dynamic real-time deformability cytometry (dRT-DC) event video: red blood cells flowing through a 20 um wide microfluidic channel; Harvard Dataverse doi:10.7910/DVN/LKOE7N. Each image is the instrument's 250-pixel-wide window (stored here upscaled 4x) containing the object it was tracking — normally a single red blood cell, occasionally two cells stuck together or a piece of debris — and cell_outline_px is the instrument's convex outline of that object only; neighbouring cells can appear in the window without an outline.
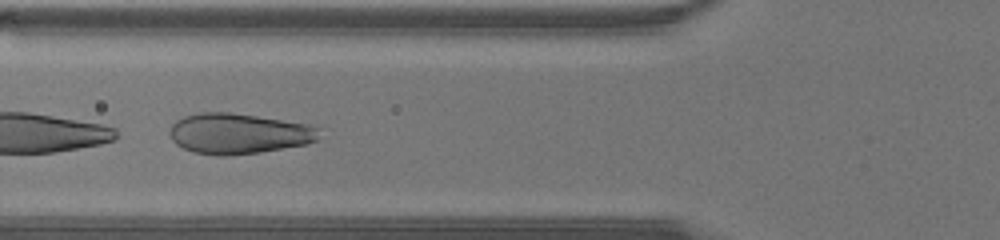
{"species": "human", "species_latin": "Homo sapiens", "temperature_condition": "warm", "stored_images_in_passage": 14, "camera_frame_rate_fps": 3000, "um_per_image_px": 0.085, "donor": {"sex": "male"}, "frame": {"image": 1, "passage_image": 7, "time_ms": 2.0, "image_size_px": [1000, 240], "cell_outline_px": [[320, 128], [316, 140], [308, 144], [260, 152], [228, 156], [216, 156], [192, 152], [176, 144], [172, 140], [172, 124], [176, 120], [184, 116], [200, 112], [232, 112], [308, 124]], "centroid_in_image_um": [20.28, 11.36], "position_along_channel_um": 105.5, "area_um2": 35.32}}
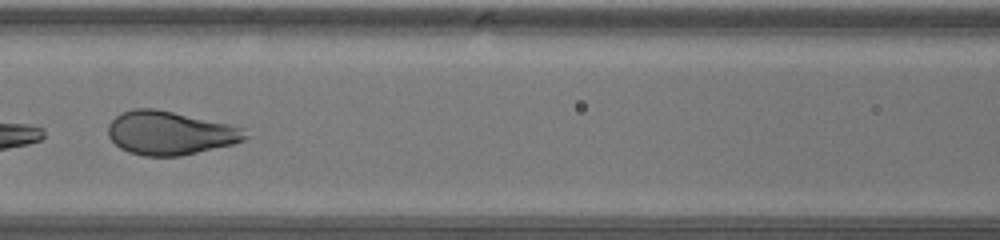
{"frame": {"image": 2, "passage_image": 10, "time_ms": 3.0, "image_size_px": [1000, 240], "cell_outline_px": [[248, 136], [244, 140], [232, 144], [180, 156], [144, 156], [128, 152], [120, 148], [108, 136], [108, 124], [120, 112], [132, 108], [156, 108], [228, 124], [244, 128]], "centroid_in_image_um": [14.41, 11.3], "position_along_channel_um": 152.2, "area_um2": 34.8}}